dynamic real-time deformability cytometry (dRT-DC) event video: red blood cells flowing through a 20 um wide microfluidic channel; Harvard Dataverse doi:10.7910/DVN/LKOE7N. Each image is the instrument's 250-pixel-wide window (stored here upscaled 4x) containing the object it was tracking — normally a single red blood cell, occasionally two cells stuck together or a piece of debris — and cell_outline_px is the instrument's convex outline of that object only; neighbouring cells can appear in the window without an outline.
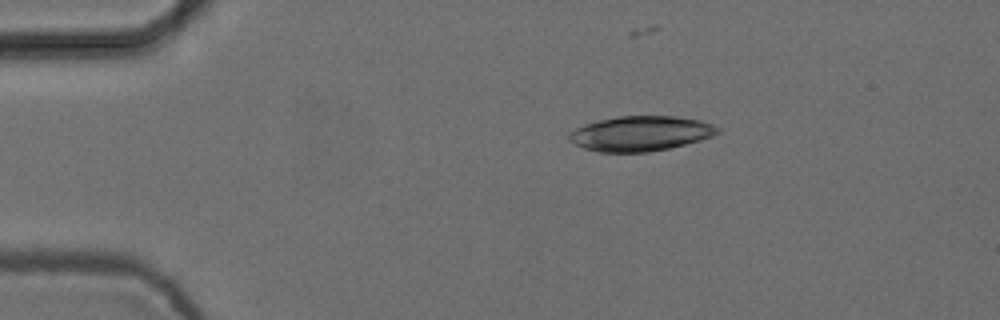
{"species": "common noctule bat (a hibernating species)", "species_latin": "Nyctalus noctula", "temperature_condition": "cold", "stored_images_in_passage": 6, "camera_frame_rate_fps": 3000, "um_per_image_px": 0.085, "animal": {"sex": "female", "body_mass_g": 24.6, "forearm_length_mm": 56.2}, "frame": {"image": 1, "passage_image": 1, "time_ms": 0.0, "image_size_px": [1000, 320], "cell_outline_px": [[720, 132], [712, 136], [700, 140], [668, 148], [648, 152], [596, 152], [584, 148], [568, 140], [568, 136], [576, 128], [584, 124], [616, 116], [676, 116], [700, 120], [712, 124], [720, 128]], "centroid_in_image_um": [54.45, 11.34], "position_along_channel_um": 30.5, "area_um2": 30.17}}
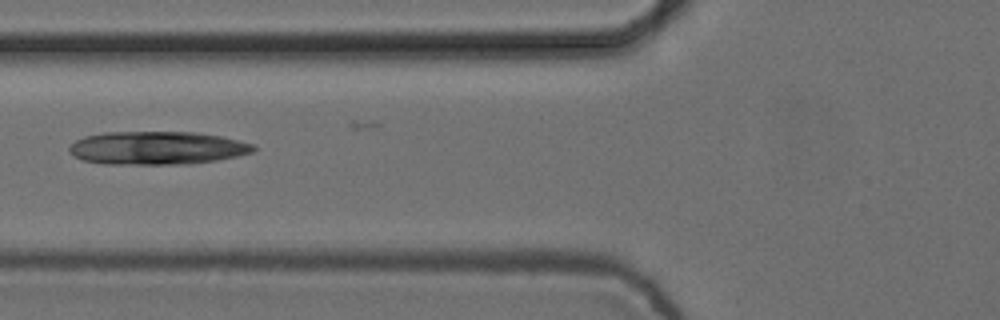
{"frame": {"image": 2, "passage_image": 4, "time_ms": 1.0, "image_size_px": [1000, 320], "cell_outline_px": [[256, 148], [252, 152], [236, 156], [216, 160], [188, 164], [104, 164], [80, 160], [72, 156], [68, 152], [68, 148], [76, 140], [84, 136], [104, 132], [192, 132], [220, 136], [252, 144]], "centroid_in_image_um": [13.27, 12.58], "position_along_channel_um": 112.5, "area_um2": 35.66}}
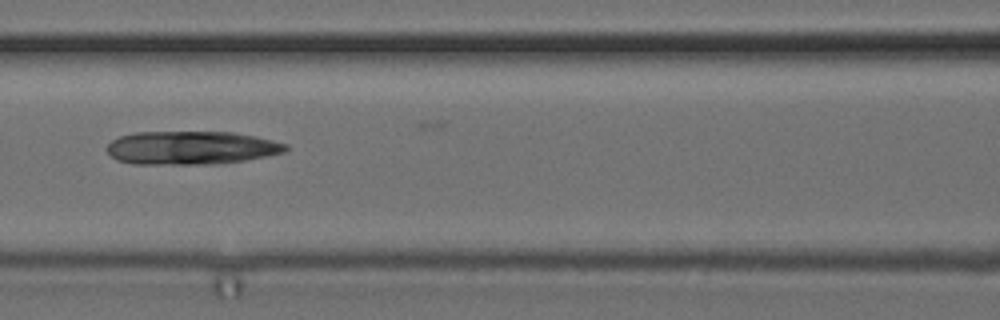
{"frame": {"image": 3, "passage_image": 5, "time_ms": 1.333, "image_size_px": [1000, 320], "cell_outline_px": [[288, 148], [284, 152], [268, 156], [244, 160], [216, 164], [132, 164], [116, 160], [104, 148], [112, 140], [120, 136], [136, 132], [232, 132], [256, 136], [288, 144]], "centroid_in_image_um": [16.24, 12.56], "position_along_channel_um": 150.4, "area_um2": 34.97}}